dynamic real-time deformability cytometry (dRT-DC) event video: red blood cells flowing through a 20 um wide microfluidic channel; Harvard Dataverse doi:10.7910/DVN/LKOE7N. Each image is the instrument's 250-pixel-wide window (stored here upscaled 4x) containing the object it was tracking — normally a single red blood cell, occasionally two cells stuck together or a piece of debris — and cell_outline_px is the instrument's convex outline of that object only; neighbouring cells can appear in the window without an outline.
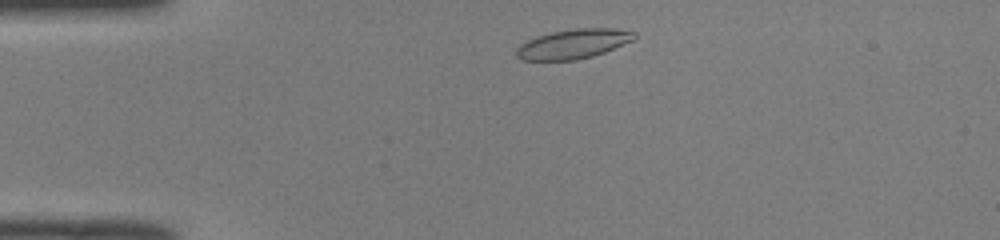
{"species": "common noctule bat (a hibernating species)", "species_latin": "Nyctalus noctula", "temperature_condition": "room temperature", "stored_images_in_passage": 42, "camera_frame_rate_fps": 3000, "um_per_image_px": 0.085, "animal": {"sex": "male", "body_mass_g": 19.0, "forearm_length_mm": 50.8}, "frame": {"image": 1, "passage_image": 3, "time_ms": 0.667, "image_size_px": [1000, 240], "cell_outline_px": [[636, 36], [632, 40], [604, 52], [592, 56], [576, 60], [520, 60], [516, 56], [516, 48], [520, 44], [536, 36], [552, 32], [576, 28], [612, 28], [636, 32]], "centroid_in_image_um": [48.69, 3.73], "position_along_channel_um": 36.3, "area_um2": 20.17}}
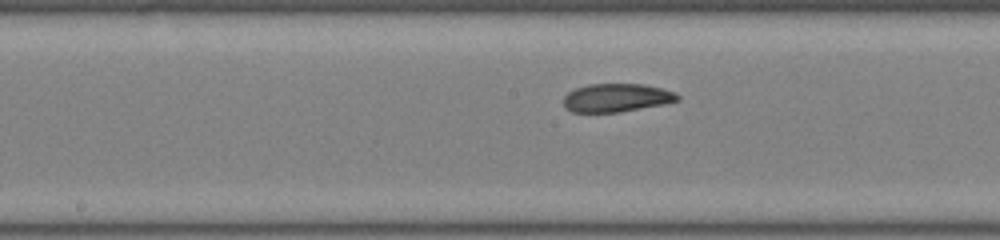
{"frame": {"image": 2, "passage_image": 18, "time_ms": 5.667, "image_size_px": [1000, 240], "cell_outline_px": [[680, 100], [664, 104], [620, 112], [572, 112], [564, 108], [564, 96], [568, 92], [576, 88], [588, 84], [644, 84], [676, 92], [680, 96]], "centroid_in_image_um": [52.41, 8.31], "position_along_channel_um": 195.8, "area_um2": 18.9}}
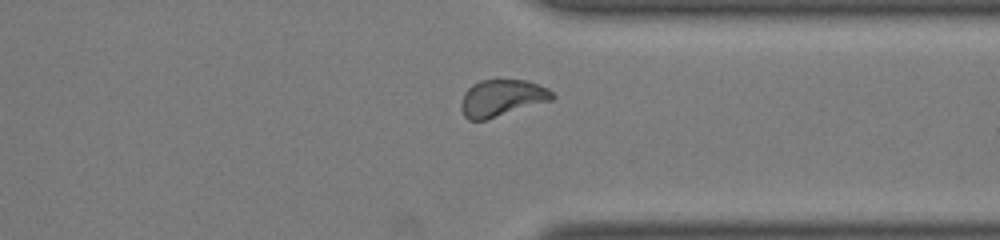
{"frame": {"image": 3, "passage_image": 31, "time_ms": 10.0, "image_size_px": [1000, 240], "cell_outline_px": [[556, 96], [552, 100], [484, 120], [468, 120], [464, 116], [460, 108], [460, 104], [464, 92], [472, 84], [480, 80], [524, 80], [548, 88]], "centroid_in_image_um": [42.62, 8.33], "position_along_channel_um": 368.8, "area_um2": 19.42}, "authors_computed_cell_mechanics": {"area_um2": 19.7676, "velocity_mm_per_s": 3.9957, "shape_relaxation_time_tau1_ms": 6.091, "shape_relaxation_time_tau2_ms": 2.1877, "deformation_change_tau1": 0.184, "deformation_change_tau2": 0.0744}}